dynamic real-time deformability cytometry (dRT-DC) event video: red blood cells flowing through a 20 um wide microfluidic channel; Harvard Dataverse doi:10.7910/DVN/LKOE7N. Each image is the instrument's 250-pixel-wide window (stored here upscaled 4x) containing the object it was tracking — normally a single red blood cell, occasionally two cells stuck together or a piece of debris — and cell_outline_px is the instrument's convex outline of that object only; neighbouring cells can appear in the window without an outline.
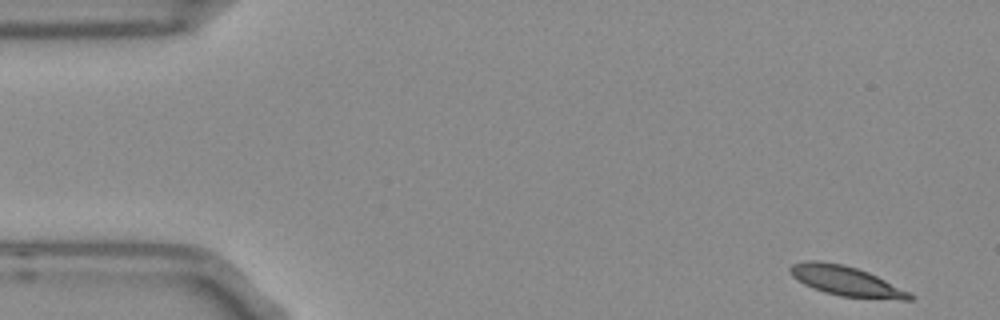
{"species": "Egyptian fruit bat (a non-hibernating species)", "species_latin": "Rousettus aegyptiacus", "temperature_condition": "room temperature", "stored_images_in_passage": 13, "camera_frame_rate_fps": 3000, "um_per_image_px": 0.085, "frame": {"image": 1, "passage_image": 1, "time_ms": 0.0, "image_size_px": [1000, 320], "cell_outline_px": [[916, 296], [912, 300], [900, 300], [840, 296], [824, 292], [812, 288], [804, 284], [792, 276], [788, 268], [792, 264], [804, 260], [816, 260], [840, 264], [856, 268], [868, 272]], "centroid_in_image_um": [71.88, 23.89], "position_along_channel_um": 13.1, "area_um2": 20.58}}
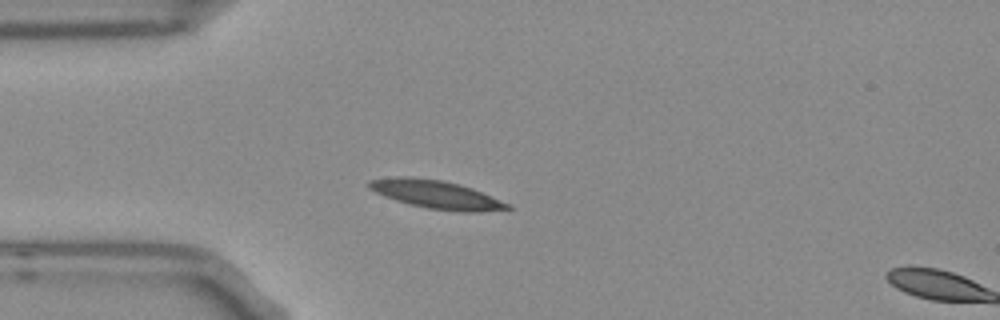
{"frame": {"image": 2, "passage_image": 12, "time_ms": 3.667, "image_size_px": [1000, 320], "cell_outline_px": [[512, 208], [480, 212], [460, 212], [428, 208], [408, 204], [384, 196], [368, 188], [368, 180], [396, 176], [412, 176], [444, 180], [460, 184], [472, 188], [508, 204]], "centroid_in_image_um": [37.02, 16.51], "position_along_channel_um": 48.0, "area_um2": 22.77}}